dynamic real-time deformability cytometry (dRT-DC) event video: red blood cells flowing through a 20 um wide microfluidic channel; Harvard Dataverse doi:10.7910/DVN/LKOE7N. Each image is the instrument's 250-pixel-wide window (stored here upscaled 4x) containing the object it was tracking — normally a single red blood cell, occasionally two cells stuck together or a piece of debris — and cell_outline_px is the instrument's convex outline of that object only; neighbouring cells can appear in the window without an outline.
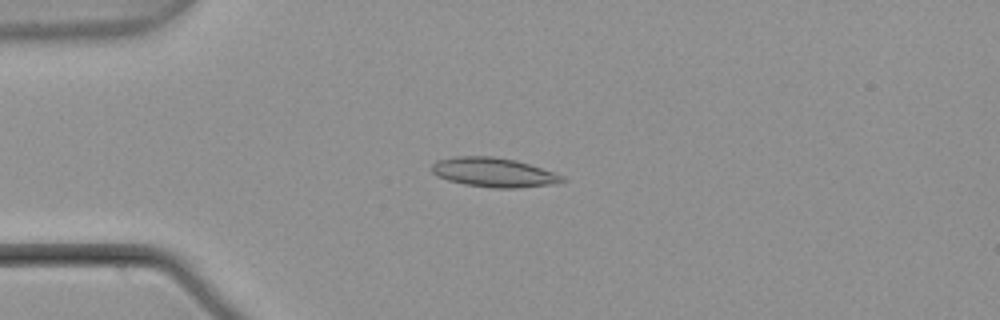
{"species": "common noctule bat (a hibernating species)", "species_latin": "Nyctalus noctula", "temperature_condition": "warm", "stored_images_in_passage": 54, "camera_frame_rate_fps": 3000, "um_per_image_px": 0.085, "animal": {"sex": "male", "body_mass_g": 21.5, "forearm_length_mm": 52.0}, "frame": {"image": 1, "passage_image": 14, "time_ms": 4.333, "image_size_px": [1000, 320], "cell_outline_px": [[568, 180], [556, 184], [520, 188], [492, 188], [464, 184], [448, 180], [432, 172], [432, 164], [436, 160], [452, 156], [492, 156], [516, 160], [564, 176]], "centroid_in_image_um": [41.98, 14.65], "position_along_channel_um": 43.0, "area_um2": 22.37}}
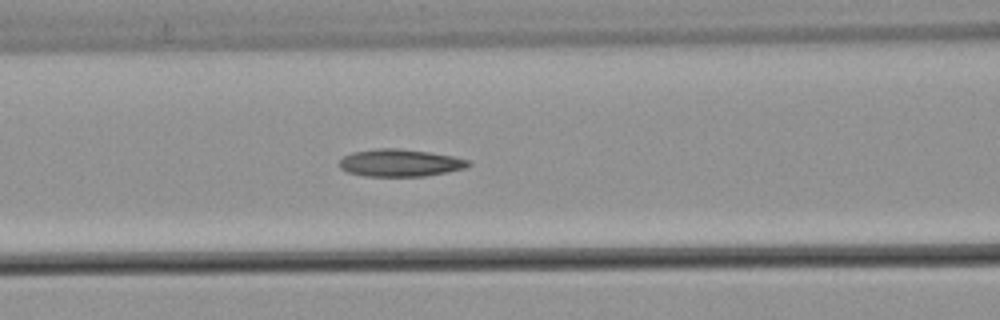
{"frame": {"image": 2, "passage_image": 23, "time_ms": 7.333, "image_size_px": [1000, 320], "cell_outline_px": [[472, 164], [468, 168], [448, 172], [424, 176], [364, 176], [348, 172], [340, 168], [340, 160], [344, 156], [352, 152], [376, 148], [396, 148], [428, 152], [452, 156], [468, 160]], "centroid_in_image_um": [34.02, 13.84], "position_along_channel_um": 132.6, "area_um2": 20.58}}
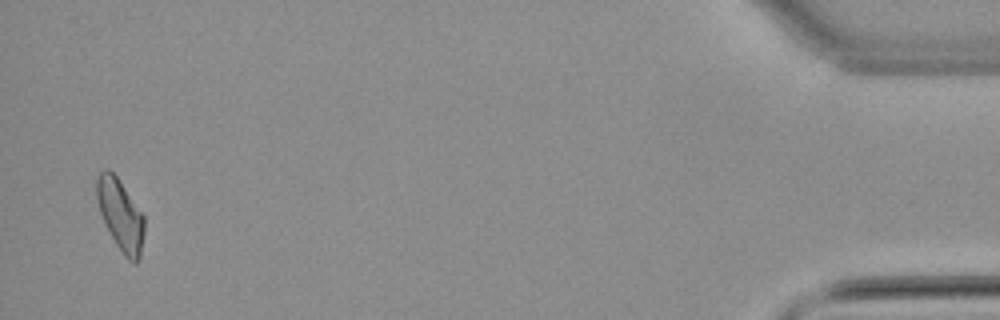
{"frame": {"image": 3, "passage_image": 53, "time_ms": 17.333, "image_size_px": [1000, 320], "cell_outline_px": [[144, 232], [140, 260], [136, 264], [128, 260], [124, 256], [116, 244], [104, 224], [100, 212], [96, 196], [96, 180], [100, 172], [104, 168], [108, 168], [116, 176], [144, 216]], "centroid_in_image_um": [10.23, 18.3], "position_along_channel_um": 425.0, "area_um2": 19.77}, "authors_computed_cell_mechanics": {"area_um2": 20.1433, "velocity_mm_per_s": 3.7983, "shape_relaxation_time_tau1_ms": null, "shape_relaxation_time_tau2_ms": 4.5977, "deformation_change_tau1": null, "deformation_change_tau2": 0.1287}}